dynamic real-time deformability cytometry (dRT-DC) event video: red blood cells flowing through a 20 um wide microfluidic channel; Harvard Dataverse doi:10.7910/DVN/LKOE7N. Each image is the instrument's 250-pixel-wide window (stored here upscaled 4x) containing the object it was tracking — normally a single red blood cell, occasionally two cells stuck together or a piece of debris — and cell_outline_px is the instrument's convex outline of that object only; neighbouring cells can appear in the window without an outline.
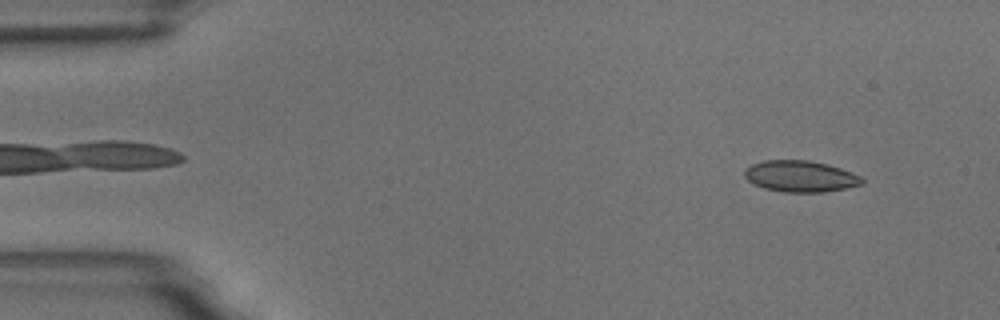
{"species": "common noctule bat (a hibernating species)", "species_latin": "Nyctalus noctula", "temperature_condition": "room temperature", "stored_images_in_passage": 54, "camera_frame_rate_fps": 3000, "um_per_image_px": 0.085, "animal": {"sex": "male", "body_mass_g": 18.8}, "frame": {"image": 1, "passage_image": 4, "time_ms": 1.0, "image_size_px": [1000, 320], "cell_outline_px": [[864, 184], [848, 188], [824, 192], [784, 192], [764, 188], [748, 180], [744, 176], [744, 168], [752, 164], [764, 160], [808, 160], [828, 164], [840, 168], [860, 176], [864, 180]], "centroid_in_image_um": [68.04, 14.98], "position_along_channel_um": 17.0, "area_um2": 21.5}}
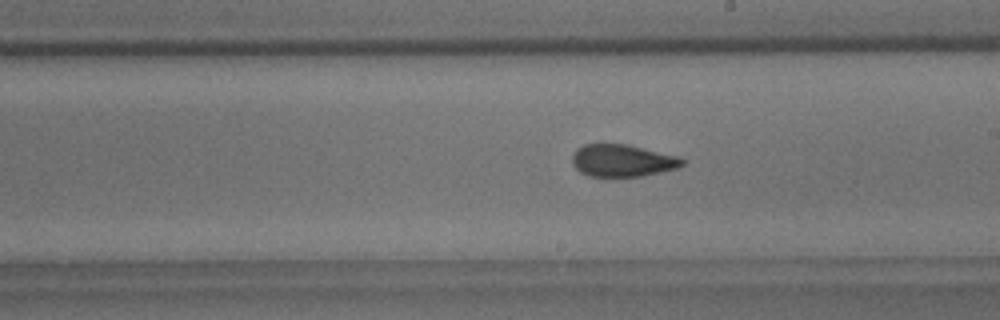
{"frame": {"image": 2, "passage_image": 30, "time_ms": 9.667, "image_size_px": [1000, 320], "cell_outline_px": [[688, 160], [680, 168], [640, 176], [588, 176], [580, 172], [572, 164], [572, 156], [576, 148], [584, 144], [624, 144], [680, 156]], "centroid_in_image_um": [52.94, 13.65], "position_along_channel_um": 236.1, "area_um2": 20.81}}
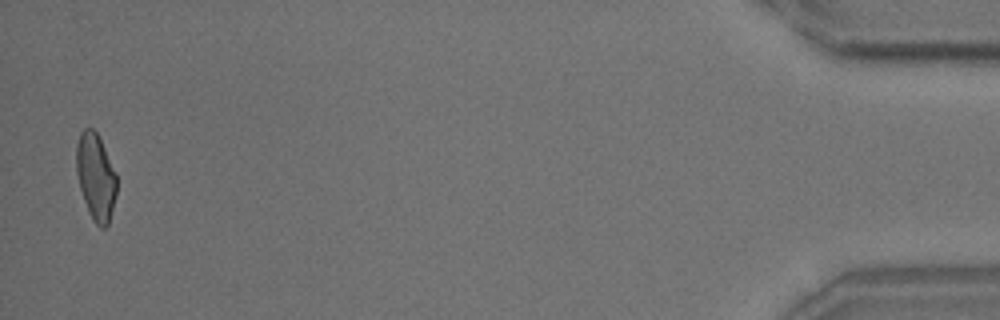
{"frame": {"image": 3, "passage_image": 53, "time_ms": 17.333, "image_size_px": [1000, 320], "cell_outline_px": [[116, 196], [108, 224], [104, 228], [100, 228], [92, 220], [88, 212], [80, 188], [76, 172], [76, 144], [80, 132], [84, 128], [92, 128], [96, 132], [116, 172]], "centroid_in_image_um": [8.12, 15.04], "position_along_channel_um": 427.1, "area_um2": 20.35}, "authors_computed_cell_mechanics": {"area_um2": 21.2415, "velocity_mm_per_s": 3.6584, "shape_relaxation_time_tau1_ms": 10.4909, "shape_relaxation_time_tau2_ms": 1.5079, "deformation_change_tau1": 0.1961, "deformation_change_tau2": 0.0717}}